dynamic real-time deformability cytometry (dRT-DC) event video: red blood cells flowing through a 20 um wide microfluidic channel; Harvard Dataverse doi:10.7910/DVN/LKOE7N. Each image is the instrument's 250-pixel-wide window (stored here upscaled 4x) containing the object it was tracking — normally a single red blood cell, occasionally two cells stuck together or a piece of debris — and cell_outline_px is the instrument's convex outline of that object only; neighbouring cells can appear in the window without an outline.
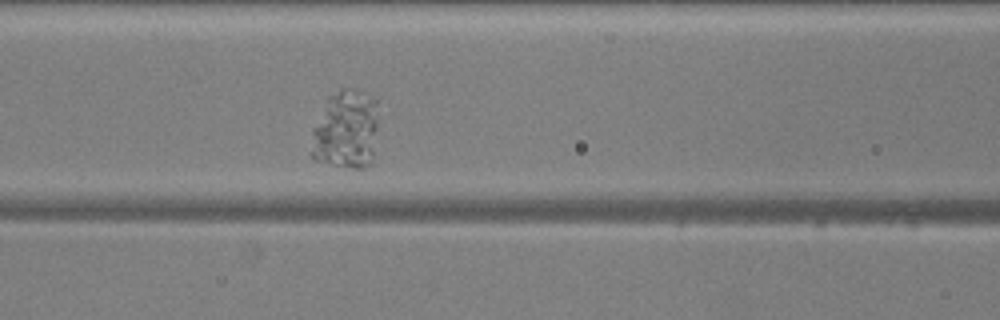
{"species": "common noctule bat (a hibernating species)", "species_latin": "Nyctalus noctula", "temperature_condition": "warm", "stored_images_in_passage": 44, "camera_frame_rate_fps": 3000, "um_per_image_px": 0.085, "animal": {"sex": "male", "body_mass_g": 20.5, "forearm_length_mm": 52.5}, "frame": {"image": 1, "passage_image": 13, "time_ms": 4.0, "image_size_px": [1000, 320], "cell_outline_px": [[376, 128], [372, 164], [364, 168], [352, 168], [312, 160], [312, 128], [328, 96], [340, 88], [364, 88], [376, 100]], "centroid_in_image_um": [29.4, 10.99], "position_along_channel_um": 137.2, "area_um2": 31.44}}
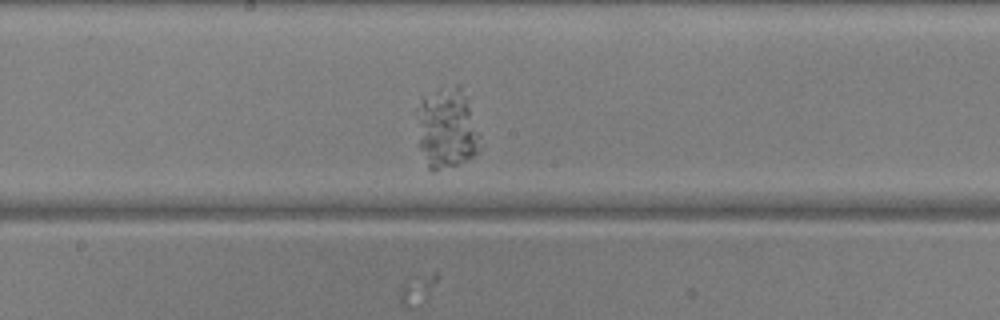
{"frame": {"image": 2, "passage_image": 19, "time_ms": 6.0, "image_size_px": [1000, 320], "cell_outline_px": [[484, 144], [472, 156], [456, 164], [432, 172], [428, 168], [416, 144], [412, 112], [412, 108], [420, 96], [440, 88], [456, 84], [460, 84]], "centroid_in_image_um": [37.84, 10.87], "position_along_channel_um": 210.4, "area_um2": 31.44}}
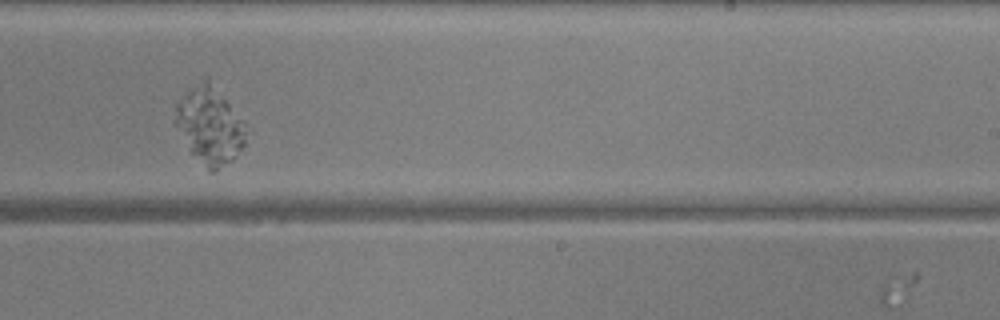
{"frame": {"image": 3, "passage_image": 24, "time_ms": 7.667, "image_size_px": [1000, 320], "cell_outline_px": [[252, 132], [236, 156], [232, 160], [216, 172], [212, 172], [192, 152], [176, 124], [176, 100], [192, 88], [204, 80], [248, 124]], "centroid_in_image_um": [17.91, 10.75], "position_along_channel_um": 271.1, "area_um2": 30.46}}